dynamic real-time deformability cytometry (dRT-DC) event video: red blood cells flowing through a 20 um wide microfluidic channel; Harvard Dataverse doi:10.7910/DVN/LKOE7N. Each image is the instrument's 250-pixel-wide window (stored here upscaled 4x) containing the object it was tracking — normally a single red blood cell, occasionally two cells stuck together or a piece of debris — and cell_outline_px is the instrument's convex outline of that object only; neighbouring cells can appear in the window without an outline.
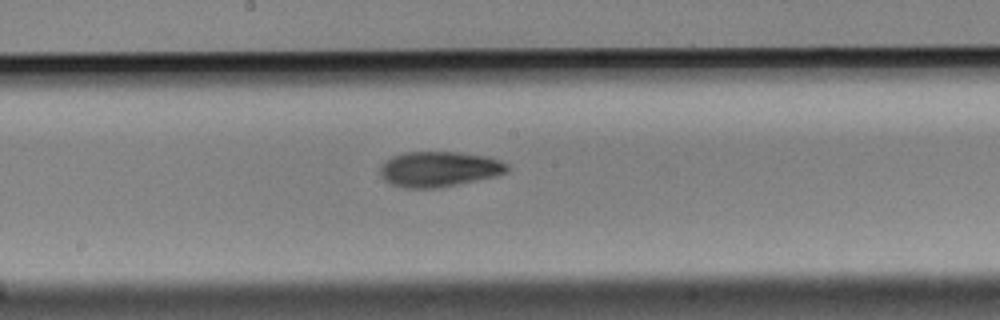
{"species": "Egyptian fruit bat (a non-hibernating species)", "species_latin": "Rousettus aegyptiacus", "temperature_condition": "cold", "stored_images_in_passage": 8, "camera_frame_rate_fps": 3000, "um_per_image_px": 0.085, "animal": {"sex": "male"}, "frame": {"image": 1, "passage_image": 8, "time_ms": 2.333, "image_size_px": [1000, 320], "cell_outline_px": [[508, 172], [496, 176], [436, 188], [404, 188], [388, 184], [380, 176], [380, 168], [392, 156], [404, 152], [456, 152], [488, 156], [500, 160], [508, 164]], "centroid_in_image_um": [37.31, 14.37], "position_along_channel_um": 210.9, "area_um2": 26.18}}